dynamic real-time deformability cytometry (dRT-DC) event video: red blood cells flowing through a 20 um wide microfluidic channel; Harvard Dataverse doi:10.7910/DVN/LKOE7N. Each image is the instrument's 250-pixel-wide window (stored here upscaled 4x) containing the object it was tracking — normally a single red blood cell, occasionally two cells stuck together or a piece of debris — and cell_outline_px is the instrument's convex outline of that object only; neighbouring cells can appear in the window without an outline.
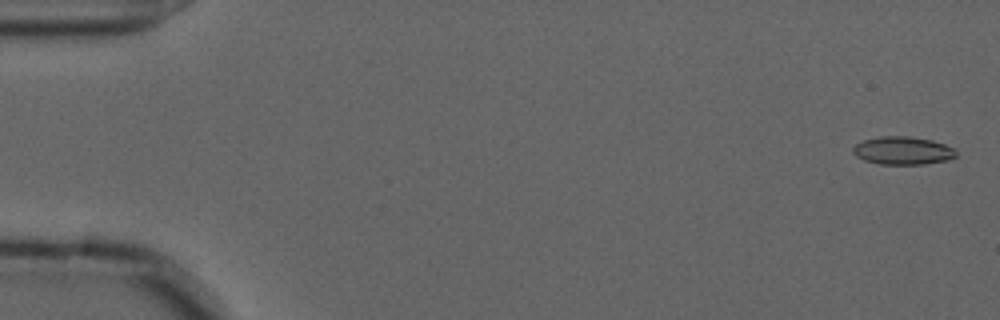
{"species": "common noctule bat (a hibernating species)", "species_latin": "Nyctalus noctula", "temperature_condition": "cold", "stored_images_in_passage": 56, "camera_frame_rate_fps": 3000, "um_per_image_px": 0.085, "animal": {"sex": "male", "forearm_length_mm": 52.5}, "frame": {"image": 1, "passage_image": 2, "time_ms": 0.333, "image_size_px": [1000, 320], "cell_outline_px": [[956, 156], [948, 160], [924, 164], [880, 164], [864, 160], [856, 156], [852, 152], [852, 148], [856, 144], [864, 140], [880, 136], [908, 136], [932, 140], [956, 148]], "centroid_in_image_um": [76.75, 12.8], "position_along_channel_um": 8.3, "area_um2": 16.88}}
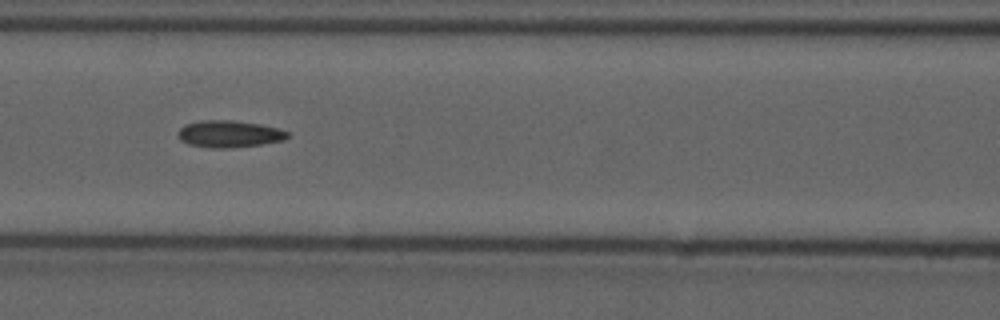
{"frame": {"image": 2, "passage_image": 25, "time_ms": 8.0, "image_size_px": [1000, 320], "cell_outline_px": [[288, 136], [284, 140], [260, 144], [228, 148], [208, 148], [188, 144], [180, 140], [180, 128], [184, 124], [200, 120], [232, 120], [260, 124], [276, 128], [288, 132]], "centroid_in_image_um": [19.45, 11.38], "position_along_channel_um": 147.1, "area_um2": 17.05}}
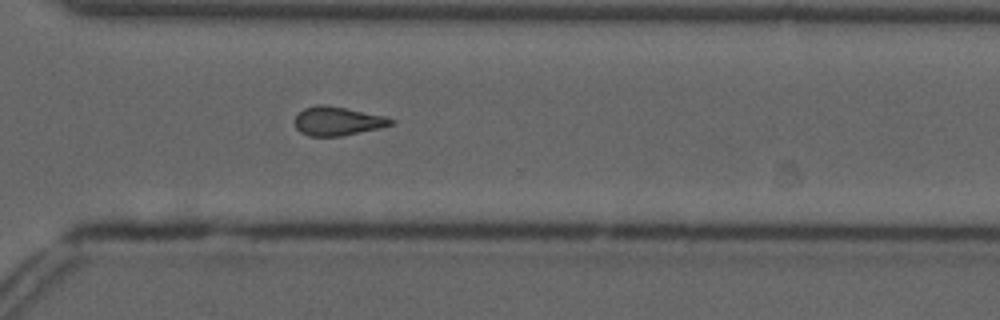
{"frame": {"image": 3, "passage_image": 41, "time_ms": 13.333, "image_size_px": [1000, 320], "cell_outline_px": [[396, 124], [380, 128], [340, 136], [308, 136], [300, 132], [296, 128], [292, 120], [304, 108], [316, 104], [324, 104], [384, 116], [396, 120]], "centroid_in_image_um": [28.67, 10.3], "position_along_channel_um": 341.9, "area_um2": 16.24}, "authors_computed_cell_mechanics": {"area_um2": 16.4441, "velocity_mm_per_s": 3.6632, "shape_relaxation_time_tau1_ms": null, "shape_relaxation_time_tau2_ms": 5.2125, "deformation_change_tau1": null, "deformation_change_tau2": 0.1382}}